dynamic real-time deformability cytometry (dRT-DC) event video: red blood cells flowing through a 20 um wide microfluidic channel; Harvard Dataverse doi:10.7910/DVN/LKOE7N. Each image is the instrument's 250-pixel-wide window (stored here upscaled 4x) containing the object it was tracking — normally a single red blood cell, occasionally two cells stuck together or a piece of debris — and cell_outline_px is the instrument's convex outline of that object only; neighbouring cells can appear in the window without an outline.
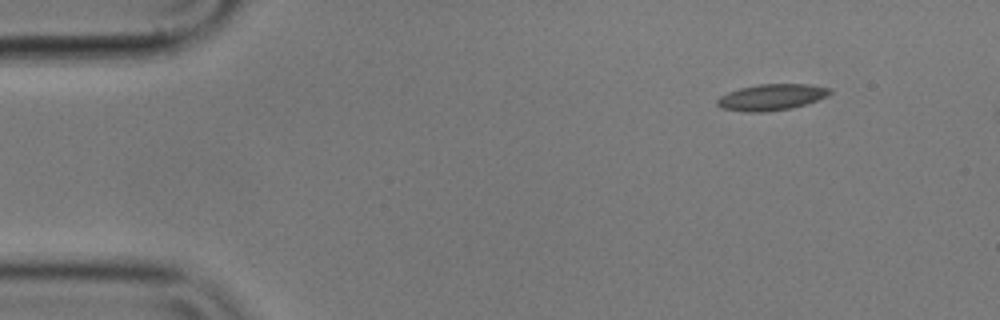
{"species": "common noctule bat (a hibernating species)", "species_latin": "Nyctalus noctula", "temperature_condition": "cold", "stored_images_in_passage": 51, "camera_frame_rate_fps": 3000, "um_per_image_px": 0.085, "animal": {"sex": "male", "body_mass_g": 17.9}, "frame": {"image": 1, "passage_image": 1, "time_ms": 0.0, "image_size_px": [1000, 320], "cell_outline_px": [[832, 92], [828, 96], [792, 108], [764, 112], [748, 112], [720, 108], [716, 104], [716, 100], [720, 96], [728, 92], [740, 88], [760, 84], [808, 84], [832, 88]], "centroid_in_image_um": [65.57, 8.26], "position_along_channel_um": 19.4, "area_um2": 17.22}}
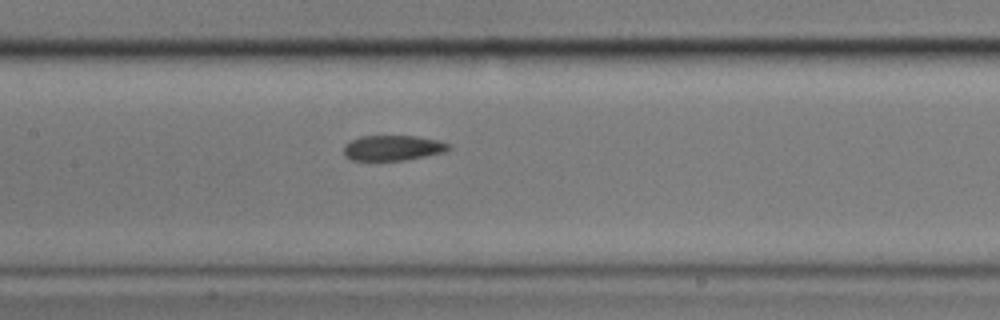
{"frame": {"image": 2, "passage_image": 21, "time_ms": 6.667, "image_size_px": [1000, 320], "cell_outline_px": [[452, 148], [444, 152], [404, 160], [352, 160], [344, 156], [344, 148], [352, 140], [360, 136], [416, 136], [440, 140], [452, 144]], "centroid_in_image_um": [33.45, 12.56], "position_along_channel_um": 174.0, "area_um2": 15.43}}
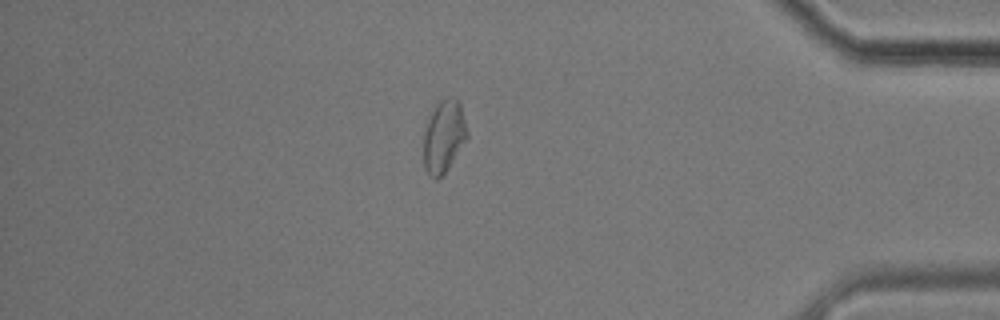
{"frame": {"image": 3, "passage_image": 43, "time_ms": 14.0, "image_size_px": [1000, 320], "cell_outline_px": [[468, 136], [448, 168], [436, 180], [424, 168], [424, 128], [436, 104], [440, 100], [448, 96], [456, 96], [460, 100], [468, 132]], "centroid_in_image_um": [37.74, 11.52], "position_along_channel_um": 397.5, "area_um2": 18.38}, "authors_computed_cell_mechanics": {"area_um2": 16.5886, "velocity_mm_per_s": 3.5248, "shape_relaxation_time_tau1_ms": null, "shape_relaxation_time_tau2_ms": 3.7097, "deformation_change_tau1": null, "deformation_change_tau2": 0.0918}}